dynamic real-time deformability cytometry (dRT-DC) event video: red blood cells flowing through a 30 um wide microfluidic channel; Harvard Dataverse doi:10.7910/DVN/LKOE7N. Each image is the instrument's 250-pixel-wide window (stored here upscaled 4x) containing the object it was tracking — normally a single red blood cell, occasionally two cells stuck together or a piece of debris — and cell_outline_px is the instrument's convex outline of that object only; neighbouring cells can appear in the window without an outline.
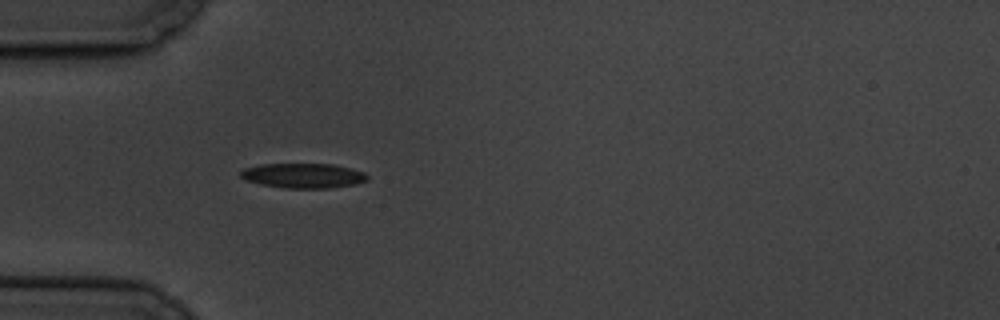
{"species": "common noctule bat (a hibernating species)", "species_latin": "Nyctalus noctula", "temperature_condition": "cold", "stored_images_in_passage": 1, "camera_frame_rate_fps": 3000, "um_per_image_px": 0.085, "animal": {"sex": "male", "body_mass_g": 19.5, "forearm_length_mm": 54.6}, "frame": {"image": 1, "passage_image": 1, "time_ms": 0.0, "image_size_px": [1000, 320], "cell_outline_px": [[368, 180], [356, 184], [328, 188], [288, 188], [260, 184], [244, 180], [240, 176], [240, 172], [244, 168], [260, 164], [332, 164], [364, 172], [368, 176]], "centroid_in_image_um": [25.75, 14.93], "position_along_channel_um": 59.2, "area_um2": 18.26}}